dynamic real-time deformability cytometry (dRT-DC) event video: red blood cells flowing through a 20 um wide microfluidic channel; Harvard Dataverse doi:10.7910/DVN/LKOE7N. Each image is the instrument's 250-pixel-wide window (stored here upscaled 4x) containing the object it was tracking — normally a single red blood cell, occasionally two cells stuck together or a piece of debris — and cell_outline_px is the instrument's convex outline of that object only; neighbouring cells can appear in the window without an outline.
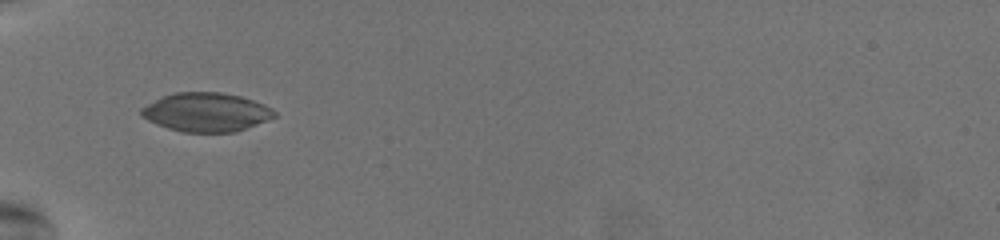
{"species": "common noctule bat (a hibernating species)", "species_latin": "Nyctalus noctula", "temperature_condition": "warm", "stored_images_in_passage": 6, "camera_frame_rate_fps": 3000, "um_per_image_px": 0.085, "animal": {"sex": "female", "body_mass_g": 19.5, "forearm_length_mm": 54.1}, "frame": {"image": 1, "passage_image": 1, "time_ms": 0.0, "image_size_px": [1000, 240], "cell_outline_px": [[276, 116], [268, 120], [236, 132], [184, 132], [168, 128], [156, 124], [140, 116], [140, 108], [164, 96], [176, 92], [220, 92], [240, 96], [264, 104], [272, 108], [276, 112]], "centroid_in_image_um": [17.54, 9.54], "position_along_channel_um": 67.5, "area_um2": 30.06}}
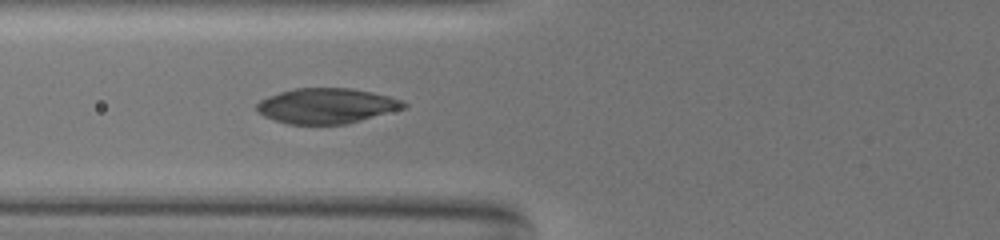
{"frame": {"image": 2, "passage_image": 4, "time_ms": 1.0, "image_size_px": [1000, 240], "cell_outline_px": [[408, 104], [404, 108], [348, 124], [288, 124], [264, 116], [256, 112], [256, 104], [260, 100], [268, 96], [292, 88], [348, 88], [388, 96], [400, 100]], "centroid_in_image_um": [27.71, 9.0], "position_along_channel_um": 98.1, "area_um2": 30.0}}